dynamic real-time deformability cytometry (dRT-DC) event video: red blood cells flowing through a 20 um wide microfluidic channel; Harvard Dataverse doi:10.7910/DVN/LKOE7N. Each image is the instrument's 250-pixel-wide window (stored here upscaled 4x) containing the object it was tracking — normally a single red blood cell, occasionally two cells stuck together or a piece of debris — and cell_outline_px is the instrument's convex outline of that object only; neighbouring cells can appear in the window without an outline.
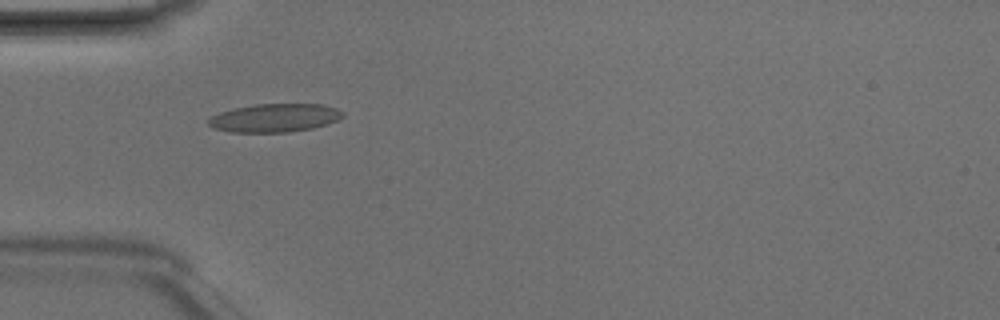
{"species": "Egyptian fruit bat (a non-hibernating species)", "species_latin": "Rousettus aegyptiacus", "temperature_condition": "room temperature", "stored_images_in_passage": 6, "camera_frame_rate_fps": 3000, "um_per_image_px": 0.085, "animal": {"sex": "male"}, "frame": {"image": 1, "passage_image": 3, "time_ms": 0.667, "image_size_px": [1000, 320], "cell_outline_px": [[344, 116], [336, 120], [312, 128], [288, 132], [232, 132], [212, 128], [208, 124], [208, 120], [212, 116], [220, 112], [236, 108], [256, 104], [324, 104], [336, 108], [344, 112]], "centroid_in_image_um": [23.34, 10.02], "position_along_channel_um": 61.7, "area_um2": 22.02}}
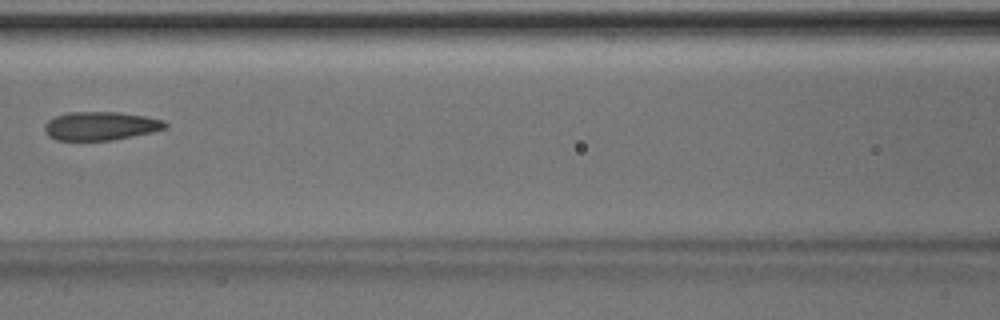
{"frame": {"image": 2, "passage_image": 5, "time_ms": 1.333, "image_size_px": [1000, 320], "cell_outline_px": [[168, 128], [152, 132], [112, 140], [56, 140], [48, 136], [44, 132], [44, 124], [48, 120], [56, 116], [68, 112], [116, 112], [144, 116], [164, 120], [168, 124]], "centroid_in_image_um": [8.54, 10.71], "position_along_channel_um": 158.1, "area_um2": 20.11}}